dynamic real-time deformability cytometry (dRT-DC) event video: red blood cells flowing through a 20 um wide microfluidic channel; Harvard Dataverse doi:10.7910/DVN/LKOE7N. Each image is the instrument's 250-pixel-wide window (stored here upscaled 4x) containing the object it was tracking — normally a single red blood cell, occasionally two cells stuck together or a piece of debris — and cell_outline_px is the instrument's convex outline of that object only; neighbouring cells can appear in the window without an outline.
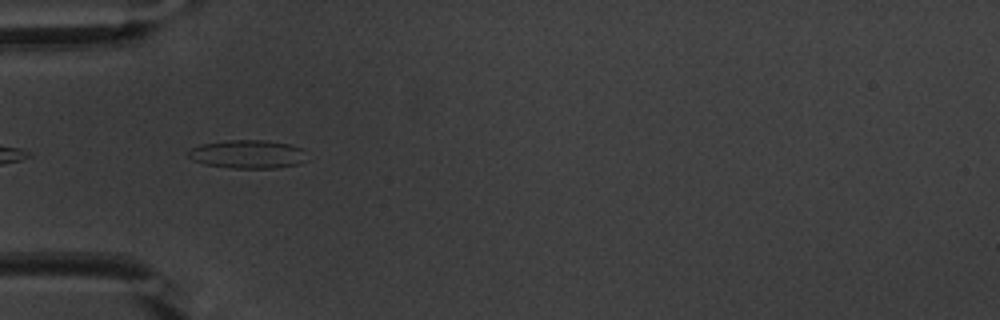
{"species": "common noctule bat (a hibernating species)", "species_latin": "Nyctalus noctula", "temperature_condition": "warm", "stored_images_in_passage": 6, "camera_frame_rate_fps": 3000, "um_per_image_px": 0.085, "animal": {"sex": "male", "body_mass_g": 20.1, "forearm_length_mm": 53.5}, "frame": {"image": 1, "passage_image": 2, "time_ms": 0.333, "image_size_px": [1000, 320], "cell_outline_px": [[308, 160], [300, 164], [276, 168], [232, 168], [204, 164], [192, 160], [188, 156], [188, 152], [192, 148], [200, 144], [228, 140], [264, 140], [292, 144], [304, 148]], "centroid_in_image_um": [21.12, 13.1], "position_along_channel_um": 63.9, "area_um2": 20.0}}
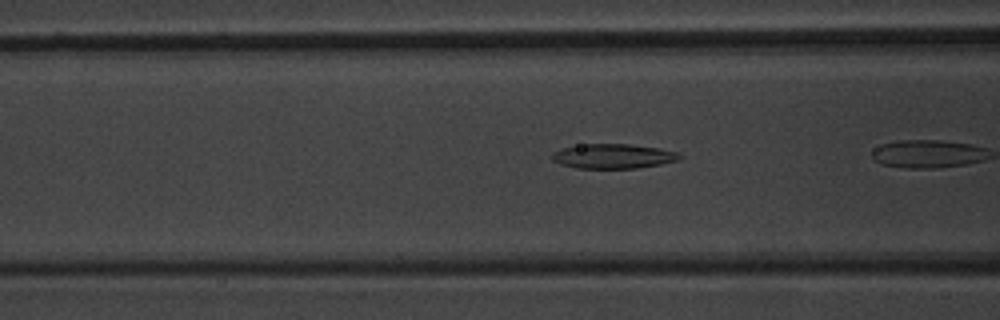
{"frame": {"image": 2, "passage_image": 4, "time_ms": 1.0, "image_size_px": [1000, 320], "cell_outline_px": [[684, 156], [680, 160], [660, 164], [636, 168], [576, 168], [560, 164], [552, 160], [552, 152], [560, 148], [580, 144], [628, 144], [656, 148], [680, 152]], "centroid_in_image_um": [52.12, 13.27], "position_along_channel_um": 114.5, "area_um2": 18.44}}